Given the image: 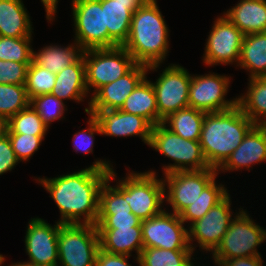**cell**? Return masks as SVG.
<instances>
[{"label": "cell", "mask_w": 266, "mask_h": 266, "mask_svg": "<svg viewBox=\"0 0 266 266\" xmlns=\"http://www.w3.org/2000/svg\"><path fill=\"white\" fill-rule=\"evenodd\" d=\"M110 164L101 159L74 173L50 179L38 178L60 210V223L96 225L100 189L113 171Z\"/></svg>", "instance_id": "obj_1"}, {"label": "cell", "mask_w": 266, "mask_h": 266, "mask_svg": "<svg viewBox=\"0 0 266 266\" xmlns=\"http://www.w3.org/2000/svg\"><path fill=\"white\" fill-rule=\"evenodd\" d=\"M255 125L237 105L206 113L199 142L209 167L218 169Z\"/></svg>", "instance_id": "obj_2"}, {"label": "cell", "mask_w": 266, "mask_h": 266, "mask_svg": "<svg viewBox=\"0 0 266 266\" xmlns=\"http://www.w3.org/2000/svg\"><path fill=\"white\" fill-rule=\"evenodd\" d=\"M169 30L158 5L140 6L133 14L128 39L123 47L137 64L155 71L166 59Z\"/></svg>", "instance_id": "obj_3"}, {"label": "cell", "mask_w": 266, "mask_h": 266, "mask_svg": "<svg viewBox=\"0 0 266 266\" xmlns=\"http://www.w3.org/2000/svg\"><path fill=\"white\" fill-rule=\"evenodd\" d=\"M149 146L175 161L174 164H168L163 168L164 174L210 168L199 141L184 139L163 123L153 126Z\"/></svg>", "instance_id": "obj_4"}, {"label": "cell", "mask_w": 266, "mask_h": 266, "mask_svg": "<svg viewBox=\"0 0 266 266\" xmlns=\"http://www.w3.org/2000/svg\"><path fill=\"white\" fill-rule=\"evenodd\" d=\"M99 235L93 224H61L58 262L62 266H95Z\"/></svg>", "instance_id": "obj_5"}, {"label": "cell", "mask_w": 266, "mask_h": 266, "mask_svg": "<svg viewBox=\"0 0 266 266\" xmlns=\"http://www.w3.org/2000/svg\"><path fill=\"white\" fill-rule=\"evenodd\" d=\"M85 62L86 87L94 88V94L100 87L112 83L127 74L137 63L123 47L90 49L83 51Z\"/></svg>", "instance_id": "obj_6"}, {"label": "cell", "mask_w": 266, "mask_h": 266, "mask_svg": "<svg viewBox=\"0 0 266 266\" xmlns=\"http://www.w3.org/2000/svg\"><path fill=\"white\" fill-rule=\"evenodd\" d=\"M266 240V230L257 225L243 209L236 213L221 243L213 252L214 260L261 256L257 247Z\"/></svg>", "instance_id": "obj_7"}, {"label": "cell", "mask_w": 266, "mask_h": 266, "mask_svg": "<svg viewBox=\"0 0 266 266\" xmlns=\"http://www.w3.org/2000/svg\"><path fill=\"white\" fill-rule=\"evenodd\" d=\"M75 42L83 50L118 45L108 35L101 0H72Z\"/></svg>", "instance_id": "obj_8"}, {"label": "cell", "mask_w": 266, "mask_h": 266, "mask_svg": "<svg viewBox=\"0 0 266 266\" xmlns=\"http://www.w3.org/2000/svg\"><path fill=\"white\" fill-rule=\"evenodd\" d=\"M164 183L154 171L130 172L124 179V199L131 212L141 220L150 219L164 209Z\"/></svg>", "instance_id": "obj_9"}, {"label": "cell", "mask_w": 266, "mask_h": 266, "mask_svg": "<svg viewBox=\"0 0 266 266\" xmlns=\"http://www.w3.org/2000/svg\"><path fill=\"white\" fill-rule=\"evenodd\" d=\"M192 75L180 65L171 64L152 82L156 93L158 124L170 114L189 107V86Z\"/></svg>", "instance_id": "obj_10"}, {"label": "cell", "mask_w": 266, "mask_h": 266, "mask_svg": "<svg viewBox=\"0 0 266 266\" xmlns=\"http://www.w3.org/2000/svg\"><path fill=\"white\" fill-rule=\"evenodd\" d=\"M218 175L217 169L207 168L200 171H177L164 174V199L171 205L173 212L179 215L193 204L204 188ZM167 182V183H166Z\"/></svg>", "instance_id": "obj_11"}, {"label": "cell", "mask_w": 266, "mask_h": 266, "mask_svg": "<svg viewBox=\"0 0 266 266\" xmlns=\"http://www.w3.org/2000/svg\"><path fill=\"white\" fill-rule=\"evenodd\" d=\"M179 215L163 210L141 221L143 248L192 250L188 243V229Z\"/></svg>", "instance_id": "obj_12"}, {"label": "cell", "mask_w": 266, "mask_h": 266, "mask_svg": "<svg viewBox=\"0 0 266 266\" xmlns=\"http://www.w3.org/2000/svg\"><path fill=\"white\" fill-rule=\"evenodd\" d=\"M116 178L114 170L100 189L99 215L97 228L141 227V219L135 216L124 199V179L110 186V180Z\"/></svg>", "instance_id": "obj_13"}, {"label": "cell", "mask_w": 266, "mask_h": 266, "mask_svg": "<svg viewBox=\"0 0 266 266\" xmlns=\"http://www.w3.org/2000/svg\"><path fill=\"white\" fill-rule=\"evenodd\" d=\"M230 78L214 73L192 75L189 86V107L206 113L230 110L237 105V98L225 100Z\"/></svg>", "instance_id": "obj_14"}, {"label": "cell", "mask_w": 266, "mask_h": 266, "mask_svg": "<svg viewBox=\"0 0 266 266\" xmlns=\"http://www.w3.org/2000/svg\"><path fill=\"white\" fill-rule=\"evenodd\" d=\"M230 194L228 193L219 203L214 205L201 219L190 224L188 243L197 240L202 250L214 252L222 241L223 236L232 221Z\"/></svg>", "instance_id": "obj_15"}, {"label": "cell", "mask_w": 266, "mask_h": 266, "mask_svg": "<svg viewBox=\"0 0 266 266\" xmlns=\"http://www.w3.org/2000/svg\"><path fill=\"white\" fill-rule=\"evenodd\" d=\"M208 36L203 58L207 66L238 65L244 34L232 22L224 15L218 17Z\"/></svg>", "instance_id": "obj_16"}, {"label": "cell", "mask_w": 266, "mask_h": 266, "mask_svg": "<svg viewBox=\"0 0 266 266\" xmlns=\"http://www.w3.org/2000/svg\"><path fill=\"white\" fill-rule=\"evenodd\" d=\"M59 221L51 226L41 218H31L26 236L25 250L29 255L27 262L38 266H59L58 230Z\"/></svg>", "instance_id": "obj_17"}, {"label": "cell", "mask_w": 266, "mask_h": 266, "mask_svg": "<svg viewBox=\"0 0 266 266\" xmlns=\"http://www.w3.org/2000/svg\"><path fill=\"white\" fill-rule=\"evenodd\" d=\"M148 66L136 64L127 74L100 87L91 97L85 112L97 113L99 110H119L127 97L146 77Z\"/></svg>", "instance_id": "obj_18"}, {"label": "cell", "mask_w": 266, "mask_h": 266, "mask_svg": "<svg viewBox=\"0 0 266 266\" xmlns=\"http://www.w3.org/2000/svg\"><path fill=\"white\" fill-rule=\"evenodd\" d=\"M95 117L101 129V135L128 137L139 136L149 145L153 125L139 115L119 110H99L88 113Z\"/></svg>", "instance_id": "obj_19"}, {"label": "cell", "mask_w": 266, "mask_h": 266, "mask_svg": "<svg viewBox=\"0 0 266 266\" xmlns=\"http://www.w3.org/2000/svg\"><path fill=\"white\" fill-rule=\"evenodd\" d=\"M262 161H266V125H255L217 171H233L242 167L250 170L251 165Z\"/></svg>", "instance_id": "obj_20"}, {"label": "cell", "mask_w": 266, "mask_h": 266, "mask_svg": "<svg viewBox=\"0 0 266 266\" xmlns=\"http://www.w3.org/2000/svg\"><path fill=\"white\" fill-rule=\"evenodd\" d=\"M100 249L110 253L132 256L136 251L139 257L143 250L142 228H97Z\"/></svg>", "instance_id": "obj_21"}, {"label": "cell", "mask_w": 266, "mask_h": 266, "mask_svg": "<svg viewBox=\"0 0 266 266\" xmlns=\"http://www.w3.org/2000/svg\"><path fill=\"white\" fill-rule=\"evenodd\" d=\"M223 15L244 35L266 32V0H241Z\"/></svg>", "instance_id": "obj_22"}, {"label": "cell", "mask_w": 266, "mask_h": 266, "mask_svg": "<svg viewBox=\"0 0 266 266\" xmlns=\"http://www.w3.org/2000/svg\"><path fill=\"white\" fill-rule=\"evenodd\" d=\"M101 7L104 9L108 35L118 46H123L129 36L132 14L140 7L139 3L101 0Z\"/></svg>", "instance_id": "obj_23"}, {"label": "cell", "mask_w": 266, "mask_h": 266, "mask_svg": "<svg viewBox=\"0 0 266 266\" xmlns=\"http://www.w3.org/2000/svg\"><path fill=\"white\" fill-rule=\"evenodd\" d=\"M58 99L82 102L88 90L86 87L85 62L83 55L72 65L56 74V81L51 92Z\"/></svg>", "instance_id": "obj_24"}, {"label": "cell", "mask_w": 266, "mask_h": 266, "mask_svg": "<svg viewBox=\"0 0 266 266\" xmlns=\"http://www.w3.org/2000/svg\"><path fill=\"white\" fill-rule=\"evenodd\" d=\"M32 29L22 0H0V36L32 37Z\"/></svg>", "instance_id": "obj_25"}, {"label": "cell", "mask_w": 266, "mask_h": 266, "mask_svg": "<svg viewBox=\"0 0 266 266\" xmlns=\"http://www.w3.org/2000/svg\"><path fill=\"white\" fill-rule=\"evenodd\" d=\"M121 111L142 116L153 126L158 124L156 93L147 76L137 85L125 100Z\"/></svg>", "instance_id": "obj_26"}, {"label": "cell", "mask_w": 266, "mask_h": 266, "mask_svg": "<svg viewBox=\"0 0 266 266\" xmlns=\"http://www.w3.org/2000/svg\"><path fill=\"white\" fill-rule=\"evenodd\" d=\"M250 78L266 76V32L244 35L238 65Z\"/></svg>", "instance_id": "obj_27"}, {"label": "cell", "mask_w": 266, "mask_h": 266, "mask_svg": "<svg viewBox=\"0 0 266 266\" xmlns=\"http://www.w3.org/2000/svg\"><path fill=\"white\" fill-rule=\"evenodd\" d=\"M74 44L64 48L59 45H49L38 52L32 50V62L46 68L51 73L57 74L82 56L83 50L76 42Z\"/></svg>", "instance_id": "obj_28"}, {"label": "cell", "mask_w": 266, "mask_h": 266, "mask_svg": "<svg viewBox=\"0 0 266 266\" xmlns=\"http://www.w3.org/2000/svg\"><path fill=\"white\" fill-rule=\"evenodd\" d=\"M248 86L247 93L237 98V106L256 125H266V76L250 78Z\"/></svg>", "instance_id": "obj_29"}, {"label": "cell", "mask_w": 266, "mask_h": 266, "mask_svg": "<svg viewBox=\"0 0 266 266\" xmlns=\"http://www.w3.org/2000/svg\"><path fill=\"white\" fill-rule=\"evenodd\" d=\"M206 112L187 107L170 114L163 120L169 130L184 139L199 141Z\"/></svg>", "instance_id": "obj_30"}, {"label": "cell", "mask_w": 266, "mask_h": 266, "mask_svg": "<svg viewBox=\"0 0 266 266\" xmlns=\"http://www.w3.org/2000/svg\"><path fill=\"white\" fill-rule=\"evenodd\" d=\"M192 250H169L162 248H143L135 257L139 266H194Z\"/></svg>", "instance_id": "obj_31"}, {"label": "cell", "mask_w": 266, "mask_h": 266, "mask_svg": "<svg viewBox=\"0 0 266 266\" xmlns=\"http://www.w3.org/2000/svg\"><path fill=\"white\" fill-rule=\"evenodd\" d=\"M214 178L202 191L199 198L191 205L186 207L179 217L183 222L201 219L214 205L219 203L227 194L228 190L224 185H217Z\"/></svg>", "instance_id": "obj_32"}, {"label": "cell", "mask_w": 266, "mask_h": 266, "mask_svg": "<svg viewBox=\"0 0 266 266\" xmlns=\"http://www.w3.org/2000/svg\"><path fill=\"white\" fill-rule=\"evenodd\" d=\"M29 105L25 85L0 84V115L10 119Z\"/></svg>", "instance_id": "obj_33"}, {"label": "cell", "mask_w": 266, "mask_h": 266, "mask_svg": "<svg viewBox=\"0 0 266 266\" xmlns=\"http://www.w3.org/2000/svg\"><path fill=\"white\" fill-rule=\"evenodd\" d=\"M48 128L38 113L29 105L9 119L8 133L45 136Z\"/></svg>", "instance_id": "obj_34"}, {"label": "cell", "mask_w": 266, "mask_h": 266, "mask_svg": "<svg viewBox=\"0 0 266 266\" xmlns=\"http://www.w3.org/2000/svg\"><path fill=\"white\" fill-rule=\"evenodd\" d=\"M56 81V74L44 67L30 63L27 70L25 89L29 99L52 92Z\"/></svg>", "instance_id": "obj_35"}, {"label": "cell", "mask_w": 266, "mask_h": 266, "mask_svg": "<svg viewBox=\"0 0 266 266\" xmlns=\"http://www.w3.org/2000/svg\"><path fill=\"white\" fill-rule=\"evenodd\" d=\"M32 37H2L0 36V60L15 61L18 63H31Z\"/></svg>", "instance_id": "obj_36"}, {"label": "cell", "mask_w": 266, "mask_h": 266, "mask_svg": "<svg viewBox=\"0 0 266 266\" xmlns=\"http://www.w3.org/2000/svg\"><path fill=\"white\" fill-rule=\"evenodd\" d=\"M30 105L48 127L51 122L62 118L64 111L67 110L63 101L51 93L31 98Z\"/></svg>", "instance_id": "obj_37"}, {"label": "cell", "mask_w": 266, "mask_h": 266, "mask_svg": "<svg viewBox=\"0 0 266 266\" xmlns=\"http://www.w3.org/2000/svg\"><path fill=\"white\" fill-rule=\"evenodd\" d=\"M9 141L18 161L28 159L39 149L44 136L8 133Z\"/></svg>", "instance_id": "obj_38"}, {"label": "cell", "mask_w": 266, "mask_h": 266, "mask_svg": "<svg viewBox=\"0 0 266 266\" xmlns=\"http://www.w3.org/2000/svg\"><path fill=\"white\" fill-rule=\"evenodd\" d=\"M30 63L0 60V84L25 85Z\"/></svg>", "instance_id": "obj_39"}, {"label": "cell", "mask_w": 266, "mask_h": 266, "mask_svg": "<svg viewBox=\"0 0 266 266\" xmlns=\"http://www.w3.org/2000/svg\"><path fill=\"white\" fill-rule=\"evenodd\" d=\"M89 120H88V126L89 128L86 130L79 131L78 133H75L73 136V145L74 150L82 151L85 154L92 153L93 152V146H94V132L101 135V129L98 124V121L95 119V117L91 114H89Z\"/></svg>", "instance_id": "obj_40"}, {"label": "cell", "mask_w": 266, "mask_h": 266, "mask_svg": "<svg viewBox=\"0 0 266 266\" xmlns=\"http://www.w3.org/2000/svg\"><path fill=\"white\" fill-rule=\"evenodd\" d=\"M19 163L12 149L9 137L0 139V175L11 171Z\"/></svg>", "instance_id": "obj_41"}, {"label": "cell", "mask_w": 266, "mask_h": 266, "mask_svg": "<svg viewBox=\"0 0 266 266\" xmlns=\"http://www.w3.org/2000/svg\"><path fill=\"white\" fill-rule=\"evenodd\" d=\"M130 256L110 254L101 249L96 255L95 266H131L127 261Z\"/></svg>", "instance_id": "obj_42"}, {"label": "cell", "mask_w": 266, "mask_h": 266, "mask_svg": "<svg viewBox=\"0 0 266 266\" xmlns=\"http://www.w3.org/2000/svg\"><path fill=\"white\" fill-rule=\"evenodd\" d=\"M218 266H263L261 256L239 257L230 260H214Z\"/></svg>", "instance_id": "obj_43"}, {"label": "cell", "mask_w": 266, "mask_h": 266, "mask_svg": "<svg viewBox=\"0 0 266 266\" xmlns=\"http://www.w3.org/2000/svg\"><path fill=\"white\" fill-rule=\"evenodd\" d=\"M45 7V12H46V19L49 20L50 22L54 18V15L57 10V4L58 0H41Z\"/></svg>", "instance_id": "obj_44"}, {"label": "cell", "mask_w": 266, "mask_h": 266, "mask_svg": "<svg viewBox=\"0 0 266 266\" xmlns=\"http://www.w3.org/2000/svg\"><path fill=\"white\" fill-rule=\"evenodd\" d=\"M9 131V119L0 115V139L8 136Z\"/></svg>", "instance_id": "obj_45"}, {"label": "cell", "mask_w": 266, "mask_h": 266, "mask_svg": "<svg viewBox=\"0 0 266 266\" xmlns=\"http://www.w3.org/2000/svg\"><path fill=\"white\" fill-rule=\"evenodd\" d=\"M140 6H155L157 5L156 0H137Z\"/></svg>", "instance_id": "obj_46"}, {"label": "cell", "mask_w": 266, "mask_h": 266, "mask_svg": "<svg viewBox=\"0 0 266 266\" xmlns=\"http://www.w3.org/2000/svg\"><path fill=\"white\" fill-rule=\"evenodd\" d=\"M9 266H38V265L30 264L28 262H23V263L19 262V263H13V264H11Z\"/></svg>", "instance_id": "obj_47"}, {"label": "cell", "mask_w": 266, "mask_h": 266, "mask_svg": "<svg viewBox=\"0 0 266 266\" xmlns=\"http://www.w3.org/2000/svg\"><path fill=\"white\" fill-rule=\"evenodd\" d=\"M116 2H120V3H138L137 0H116Z\"/></svg>", "instance_id": "obj_48"}, {"label": "cell", "mask_w": 266, "mask_h": 266, "mask_svg": "<svg viewBox=\"0 0 266 266\" xmlns=\"http://www.w3.org/2000/svg\"><path fill=\"white\" fill-rule=\"evenodd\" d=\"M5 258L2 254H0V266L4 263Z\"/></svg>", "instance_id": "obj_49"}]
</instances>
